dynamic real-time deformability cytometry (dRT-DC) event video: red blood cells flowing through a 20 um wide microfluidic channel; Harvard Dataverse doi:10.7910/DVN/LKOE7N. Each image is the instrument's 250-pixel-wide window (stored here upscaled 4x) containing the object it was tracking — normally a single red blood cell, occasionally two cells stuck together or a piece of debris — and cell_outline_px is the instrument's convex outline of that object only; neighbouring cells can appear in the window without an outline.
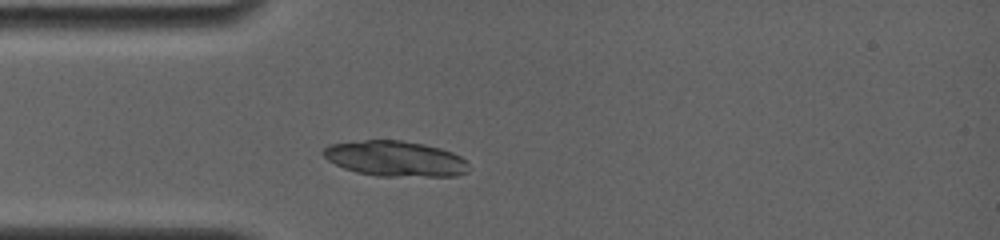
{"species": "common noctule bat (a hibernating species)", "species_latin": "Nyctalus noctula", "temperature_condition": "room temperature", "stored_images_in_passage": 3, "camera_frame_rate_fps": 4000, "um_per_image_px": 0.085, "animal": {"sex": "female", "body_mass_g": 19.0, "forearm_length_mm": 56.7}, "frame": {"image": 1, "passage_image": 3, "time_ms": 1.5, "image_size_px": [1000, 240], "cell_outline_px": [[468, 172], [456, 176], [376, 176], [356, 172], [344, 168], [328, 160], [320, 152], [328, 144], [364, 140], [400, 140], [424, 144], [440, 148], [452, 152], [460, 156], [468, 164]], "centroid_in_image_um": [33.58, 13.48], "position_along_channel_um": 51.4, "area_um2": 30.11}}